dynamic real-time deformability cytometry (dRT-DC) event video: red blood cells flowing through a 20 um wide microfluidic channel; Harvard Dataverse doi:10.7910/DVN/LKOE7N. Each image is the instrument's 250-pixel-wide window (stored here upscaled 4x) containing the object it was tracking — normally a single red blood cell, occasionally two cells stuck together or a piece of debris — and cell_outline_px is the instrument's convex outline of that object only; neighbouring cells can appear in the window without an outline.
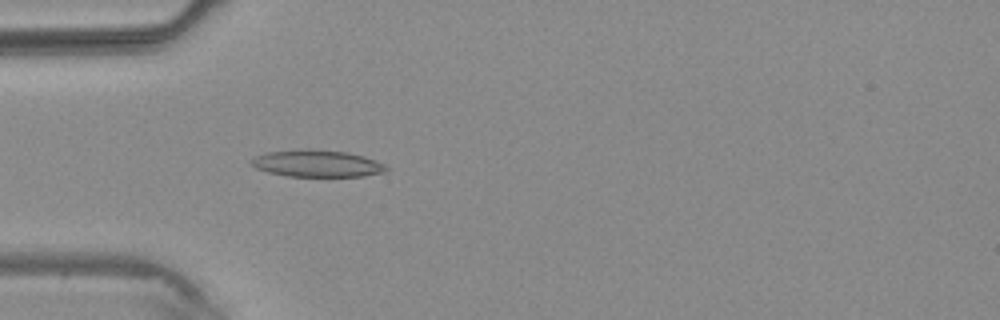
{"species": "common noctule bat (a hibernating species)", "species_latin": "Nyctalus noctula", "temperature_condition": "warm", "stored_images_in_passage": 1, "camera_frame_rate_fps": 3000, "um_per_image_px": 0.085, "animal": {"sex": "male", "body_mass_g": 20.4}, "frame": {"image": 1, "passage_image": 1, "time_ms": 0.0, "image_size_px": [1000, 320], "cell_outline_px": [[388, 168], [384, 172], [364, 176], [288, 176], [268, 172], [256, 168], [248, 164], [248, 160], [256, 156], [268, 152], [304, 148], [308, 148], [348, 152], [364, 156], [384, 164]], "centroid_in_image_um": [26.9, 13.88], "position_along_channel_um": 58.1, "area_um2": 21.33}}